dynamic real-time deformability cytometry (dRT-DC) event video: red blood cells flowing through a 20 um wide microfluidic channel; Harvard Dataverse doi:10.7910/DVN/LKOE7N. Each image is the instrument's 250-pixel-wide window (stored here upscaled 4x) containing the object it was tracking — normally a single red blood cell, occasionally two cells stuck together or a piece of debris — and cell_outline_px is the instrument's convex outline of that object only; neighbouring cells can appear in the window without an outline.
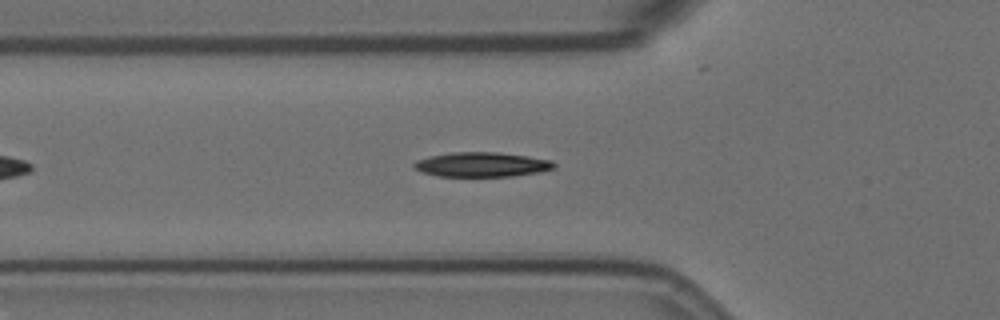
{"species": "Egyptian fruit bat (a non-hibernating species)", "species_latin": "Rousettus aegyptiacus", "temperature_condition": "room temperature", "stored_images_in_passage": 30, "camera_frame_rate_fps": 3000, "um_per_image_px": 0.085, "animal": {"sex": "female"}, "frame": {"image": 1, "passage_image": 9, "time_ms": 2.667, "image_size_px": [1000, 320], "cell_outline_px": [[556, 168], [540, 172], [512, 176], [436, 176], [420, 172], [412, 168], [412, 164], [416, 160], [428, 156], [452, 152], [496, 152], [528, 156], [552, 160], [556, 164]], "centroid_in_image_um": [40.92, 13.98], "position_along_channel_um": 84.9, "area_um2": 20.35}}
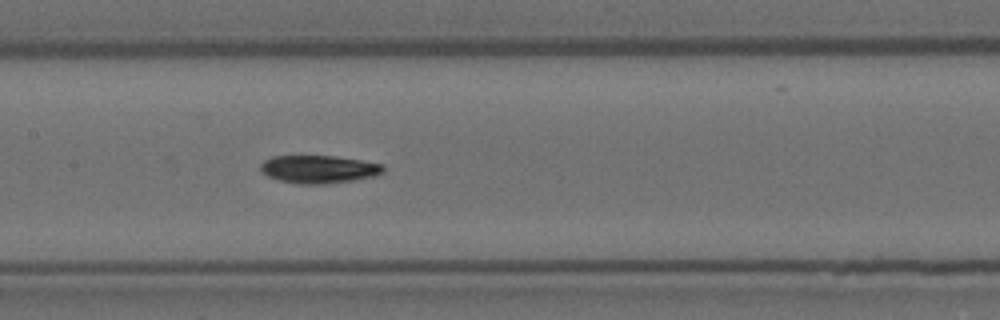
{"frame": {"image": 2, "passage_image": 17, "time_ms": 5.333, "image_size_px": [1000, 320], "cell_outline_px": [[384, 172], [372, 176], [356, 180], [328, 184], [300, 184], [280, 180], [268, 176], [260, 168], [260, 164], [264, 160], [272, 156], [332, 156], [360, 160], [384, 164]], "centroid_in_image_um": [27.11, 14.38], "position_along_channel_um": 180.3, "area_um2": 19.88}}
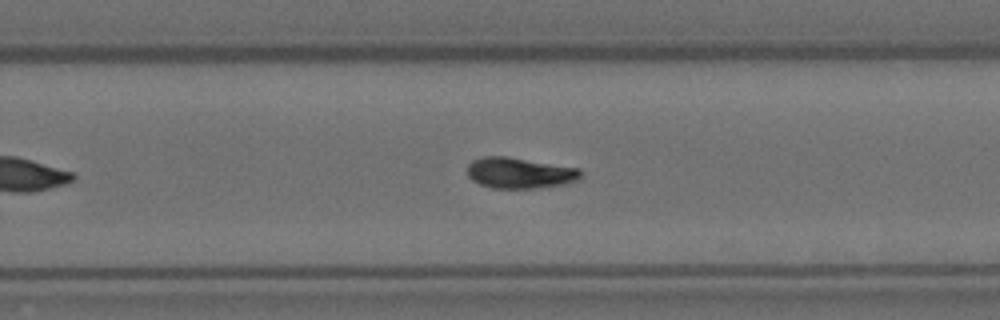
{"frame": {"image": 3, "passage_image": 26, "time_ms": 8.333, "image_size_px": [1000, 320], "cell_outline_px": [[584, 176], [576, 180], [564, 184], [536, 188], [492, 188], [480, 184], [472, 180], [468, 176], [468, 164], [472, 160], [484, 156], [508, 156], [580, 168]], "centroid_in_image_um": [44.19, 14.69], "position_along_channel_um": 285.6, "area_um2": 20.58}}